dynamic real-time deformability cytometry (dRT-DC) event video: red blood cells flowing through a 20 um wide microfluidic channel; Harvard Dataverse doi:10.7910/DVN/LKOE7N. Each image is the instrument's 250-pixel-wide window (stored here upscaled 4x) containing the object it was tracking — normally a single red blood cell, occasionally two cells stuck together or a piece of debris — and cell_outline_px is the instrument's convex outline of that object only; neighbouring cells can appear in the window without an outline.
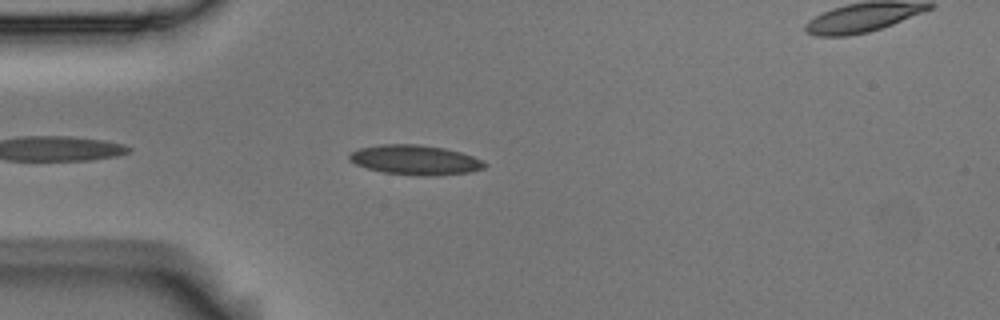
{"species": "Egyptian fruit bat (a non-hibernating species)", "species_latin": "Rousettus aegyptiacus", "temperature_condition": "room temperature", "stored_images_in_passage": 5, "segment_of_instrument_passage": [1, 2], "camera_frame_rate_fps": 3000, "um_per_image_px": 0.085, "animal": {"sex": "male"}, "frame": {"image": 1, "passage_image": 4, "time_ms": 1.0, "image_size_px": [1000, 320], "cell_outline_px": [[488, 164], [484, 168], [468, 172], [432, 176], [420, 176], [384, 172], [368, 168], [356, 164], [348, 156], [352, 152], [360, 148], [380, 144], [416, 144], [444, 148], [460, 152], [472, 156]], "centroid_in_image_um": [35.3, 13.59], "position_along_channel_um": 49.7, "area_um2": 23.12}}